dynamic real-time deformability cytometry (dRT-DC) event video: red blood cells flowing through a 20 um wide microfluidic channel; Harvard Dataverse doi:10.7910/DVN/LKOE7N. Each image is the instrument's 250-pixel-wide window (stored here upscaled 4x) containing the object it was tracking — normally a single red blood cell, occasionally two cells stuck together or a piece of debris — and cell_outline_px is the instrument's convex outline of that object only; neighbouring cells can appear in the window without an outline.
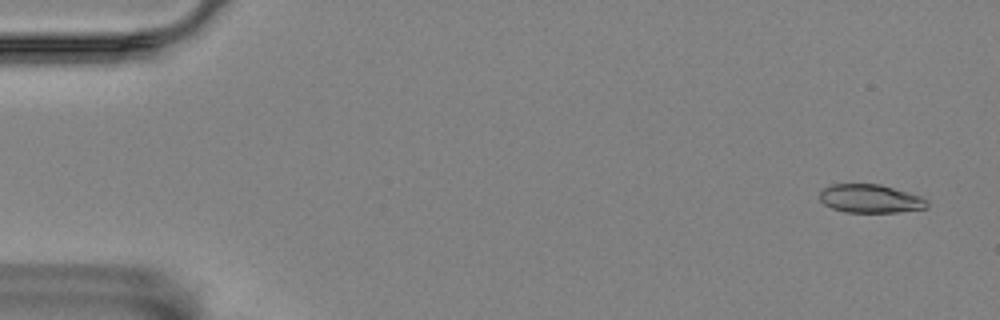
{"species": "Egyptian fruit bat (a non-hibernating species)", "species_latin": "Rousettus aegyptiacus", "temperature_condition": "room temperature", "stored_images_in_passage": 56, "camera_frame_rate_fps": 3000, "um_per_image_px": 0.085, "animal": {"sex": "female"}, "frame": {"image": 1, "passage_image": 3, "time_ms": 0.667, "image_size_px": [1000, 320], "cell_outline_px": [[928, 208], [900, 212], [844, 212], [832, 208], [824, 204], [820, 200], [820, 192], [824, 188], [832, 184], [880, 184], [908, 192], [920, 196], [928, 200]], "centroid_in_image_um": [74.0, 16.89], "position_along_channel_um": 11.0, "area_um2": 17.86}}
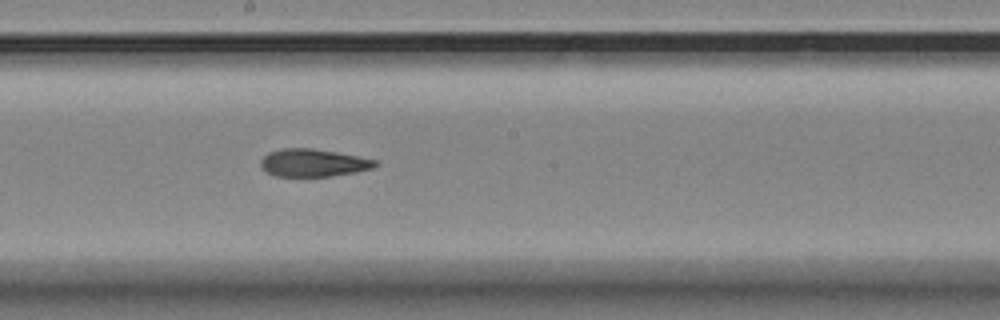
{"frame": {"image": 2, "passage_image": 31, "time_ms": 10.0, "image_size_px": [1000, 320], "cell_outline_px": [[380, 164], [372, 168], [356, 172], [332, 176], [276, 176], [268, 172], [260, 164], [260, 160], [268, 152], [284, 148], [312, 148], [336, 152], [376, 160]], "centroid_in_image_um": [26.64, 13.83], "position_along_channel_um": 221.6, "area_um2": 18.32}}
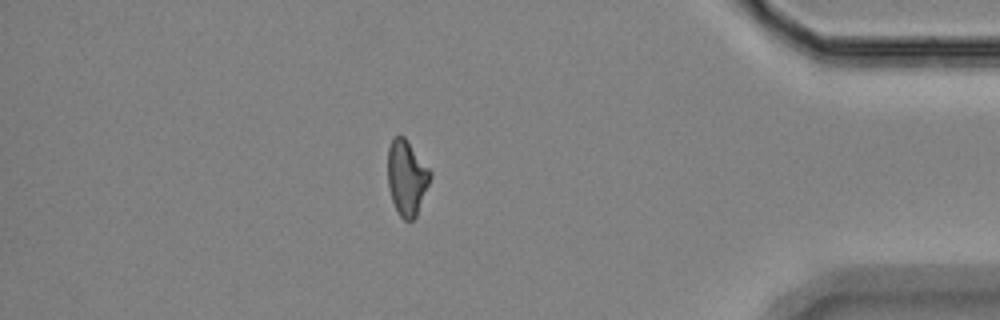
{"frame": {"image": 3, "passage_image": 49, "time_ms": 16.0, "image_size_px": [1000, 320], "cell_outline_px": [[432, 176], [416, 216], [412, 220], [404, 220], [400, 216], [392, 200], [388, 184], [388, 148], [392, 136], [404, 136], [432, 172]], "centroid_in_image_um": [34.57, 15.08], "position_along_channel_um": 400.6, "area_um2": 18.5}, "authors_computed_cell_mechanics": {"area_um2": 18.9584, "velocity_mm_per_s": 3.57, "shape_relaxation_time_tau1_ms": 6.1919, "shape_relaxation_time_tau2_ms": 3.7375, "deformation_change_tau1": 0.1597, "deformation_change_tau2": 0.1204}}